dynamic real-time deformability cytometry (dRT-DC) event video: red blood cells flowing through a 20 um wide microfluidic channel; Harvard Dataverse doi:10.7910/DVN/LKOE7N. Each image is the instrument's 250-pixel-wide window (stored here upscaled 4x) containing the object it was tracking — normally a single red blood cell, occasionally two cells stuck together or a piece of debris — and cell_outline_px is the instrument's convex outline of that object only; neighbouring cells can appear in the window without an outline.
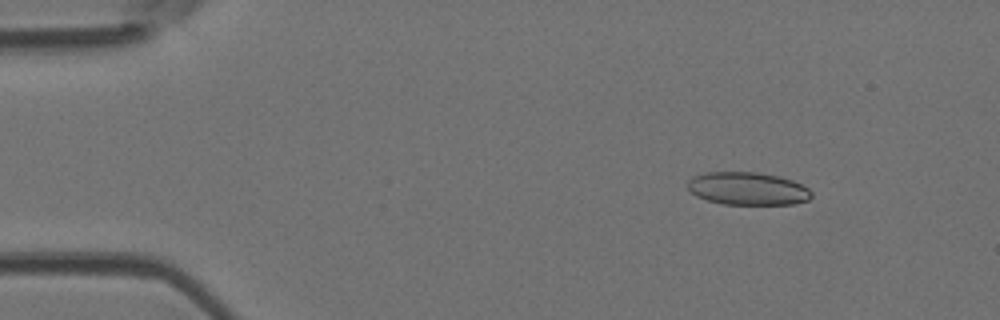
{"species": "Egyptian fruit bat (a non-hibernating species)", "species_latin": "Rousettus aegyptiacus", "temperature_condition": "room temperature", "stored_images_in_passage": 3, "camera_frame_rate_fps": 3000, "um_per_image_px": 0.085, "animal": {"sex": "female"}, "frame": {"image": 1, "passage_image": 1, "time_ms": 0.0, "image_size_px": [1000, 320], "cell_outline_px": [[812, 196], [808, 200], [792, 204], [724, 204], [708, 200], [696, 196], [688, 188], [688, 180], [692, 176], [704, 172], [760, 172], [780, 176], [792, 180], [808, 188], [812, 192]], "centroid_in_image_um": [63.55, 16.02], "position_along_channel_um": 21.5, "area_um2": 23.76}}